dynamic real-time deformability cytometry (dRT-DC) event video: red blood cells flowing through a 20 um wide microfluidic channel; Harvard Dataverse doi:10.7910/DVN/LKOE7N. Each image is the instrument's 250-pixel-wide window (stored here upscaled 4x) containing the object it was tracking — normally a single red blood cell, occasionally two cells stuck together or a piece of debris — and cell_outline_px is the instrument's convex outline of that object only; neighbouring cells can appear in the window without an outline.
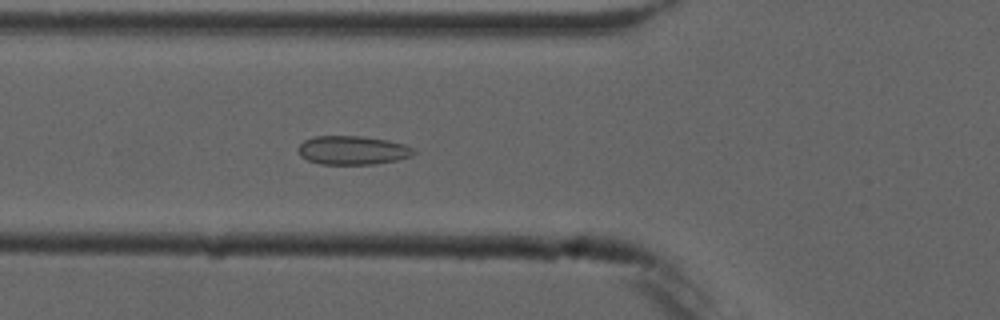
{"species": "common noctule bat (a hibernating species)", "species_latin": "Nyctalus noctula", "temperature_condition": "cold", "stored_images_in_passage": 6, "camera_frame_rate_fps": 3000, "um_per_image_px": 0.085, "animal": {"sex": "male", "forearm_length_mm": 52.5}, "frame": {"image": 1, "passage_image": 6, "time_ms": 5.667, "image_size_px": [1000, 320], "cell_outline_px": [[416, 152], [408, 156], [396, 160], [372, 164], [320, 164], [308, 160], [300, 156], [296, 148], [304, 140], [316, 136], [360, 136], [388, 140], [404, 144], [412, 148]], "centroid_in_image_um": [29.91, 12.77], "position_along_channel_um": 95.9, "area_um2": 19.25}}